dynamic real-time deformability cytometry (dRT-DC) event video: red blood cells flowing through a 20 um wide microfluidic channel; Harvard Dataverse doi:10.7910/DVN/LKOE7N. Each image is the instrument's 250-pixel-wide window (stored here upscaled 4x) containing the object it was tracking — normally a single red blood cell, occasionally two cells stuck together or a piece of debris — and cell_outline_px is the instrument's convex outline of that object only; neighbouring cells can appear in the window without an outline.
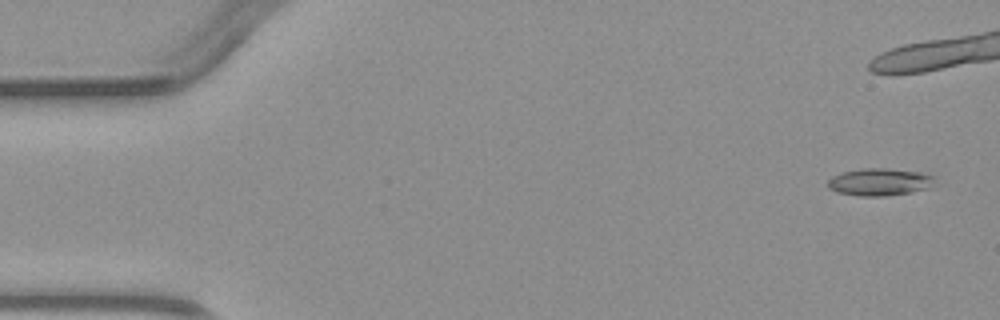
{"species": "common noctule bat (a hibernating species)", "species_latin": "Nyctalus noctula", "temperature_condition": "warm", "stored_images_in_passage": 4, "camera_frame_rate_fps": 3000, "um_per_image_px": 0.085, "animal": {"sex": "male", "body_mass_g": 23.1, "forearm_length_mm": 52.7}, "frame": {"image": 1, "passage_image": 1, "time_ms": 0.0, "image_size_px": [1000, 320], "cell_outline_px": [[936, 176], [932, 188], [912, 192], [884, 196], [860, 196], [836, 192], [828, 188], [828, 180], [832, 176], [844, 172], [864, 168], [884, 168], [920, 172]], "centroid_in_image_um": [74.81, 15.47], "position_along_channel_um": 10.2, "area_um2": 17.17}}
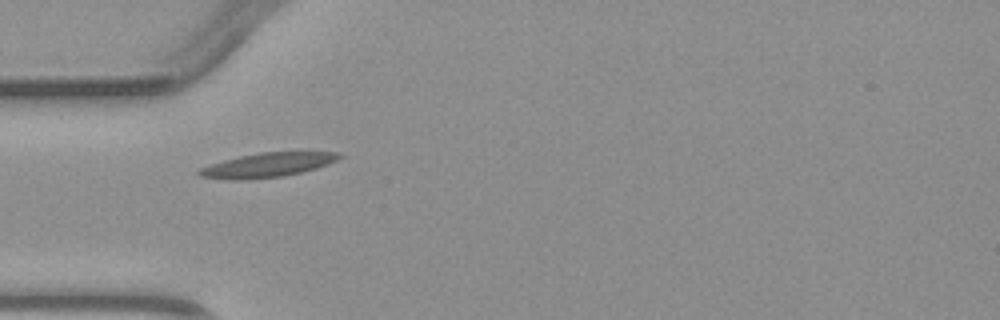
{"frame": {"image": 2, "passage_image": 3, "time_ms": 6.0, "image_size_px": [1000, 320], "cell_outline_px": [[344, 156], [328, 164], [316, 168], [300, 172], [280, 176], [236, 180], [200, 176], [196, 172], [200, 168], [224, 160], [240, 156], [260, 152], [340, 152]], "centroid_in_image_um": [22.76, 14.01], "position_along_channel_um": 62.2, "area_um2": 19.42}}
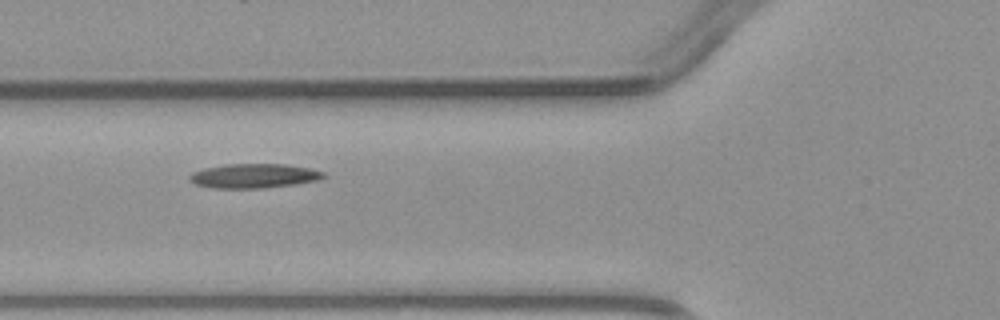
{"frame": {"image": 3, "passage_image": 4, "time_ms": 7.0, "image_size_px": [1000, 320], "cell_outline_px": [[328, 176], [316, 180], [296, 184], [264, 188], [212, 188], [196, 184], [188, 180], [188, 176], [192, 172], [204, 168], [224, 164], [284, 164], [308, 168], [324, 172]], "centroid_in_image_um": [21.55, 14.95], "position_along_channel_um": 104.2, "area_um2": 19.07}}